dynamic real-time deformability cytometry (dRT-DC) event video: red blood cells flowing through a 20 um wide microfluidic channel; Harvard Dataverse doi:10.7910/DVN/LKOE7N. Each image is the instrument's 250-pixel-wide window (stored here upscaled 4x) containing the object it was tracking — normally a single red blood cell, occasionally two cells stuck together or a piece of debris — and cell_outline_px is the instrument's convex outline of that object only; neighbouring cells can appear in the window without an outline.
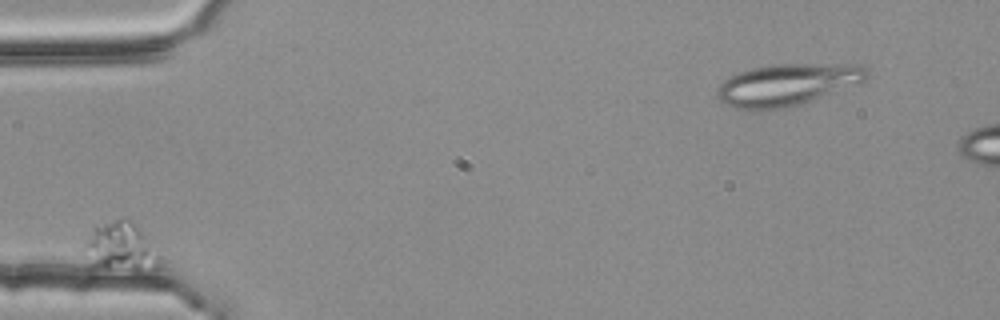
{"species": "common noctule bat (a hibernating species)", "species_latin": "Nyctalus noctula", "temperature_condition": "room temperature", "stored_images_in_passage": 4, "camera_frame_rate_fps": 3000, "um_per_image_px": 0.085, "animal": {"sex": "female", "body_mass_g": 25.1}, "frame": {"image": 1, "passage_image": 2, "time_ms": 0.333, "image_size_px": [1000, 320], "cell_outline_px": [[160, 256], [156, 260], [108, 264], [96, 264], [80, 252], [80, 248], [92, 224], [116, 220], [128, 220], [144, 236]], "centroid_in_image_um": [9.93, 20.73], "position_along_channel_um": 75.1, "area_um2": 18.21}}
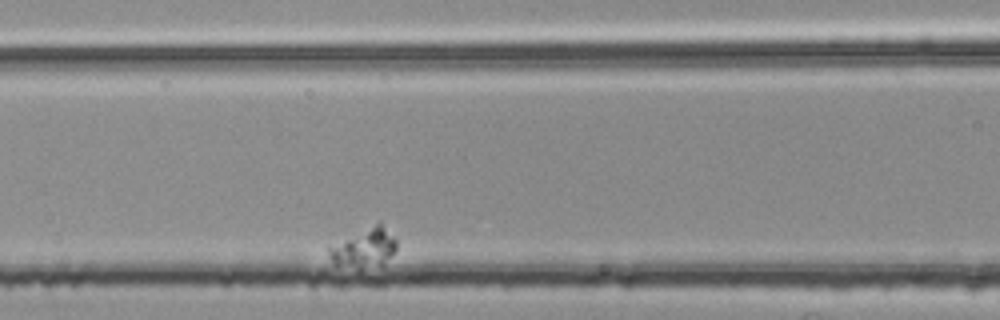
{"frame": {"image": 2, "passage_image": 4, "time_ms": 1.0, "image_size_px": [1000, 320], "cell_outline_px": [[396, 248], [384, 264], [360, 272], [336, 264], [332, 260], [324, 248], [328, 244], [380, 220], [396, 240]], "centroid_in_image_um": [30.88, 21.08], "position_along_channel_um": 135.7, "area_um2": 16.53}}